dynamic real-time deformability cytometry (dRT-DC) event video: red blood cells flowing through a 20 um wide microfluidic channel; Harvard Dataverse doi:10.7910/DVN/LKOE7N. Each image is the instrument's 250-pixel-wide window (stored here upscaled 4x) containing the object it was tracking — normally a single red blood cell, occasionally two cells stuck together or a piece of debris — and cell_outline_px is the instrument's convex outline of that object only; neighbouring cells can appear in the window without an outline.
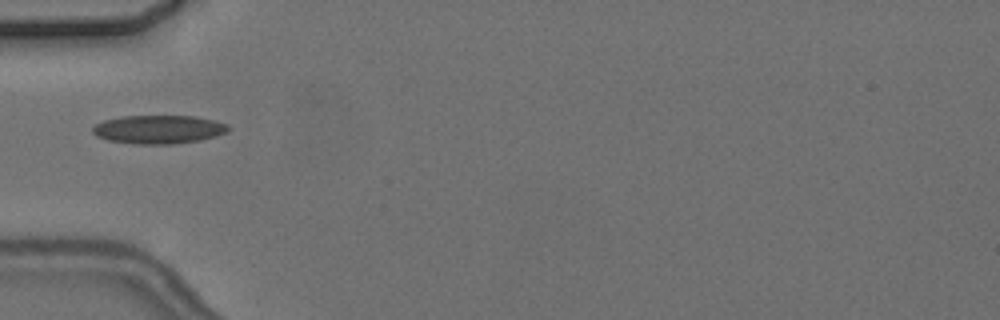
{"species": "common noctule bat (a hibernating species)", "species_latin": "Nyctalus noctula", "temperature_condition": "cold", "stored_images_in_passage": 6, "camera_frame_rate_fps": 3000, "um_per_image_px": 0.085, "animal": {"sex": "female", "body_mass_g": 24.6, "forearm_length_mm": 56.2}, "frame": {"image": 1, "passage_image": 1, "time_ms": 0.0, "image_size_px": [1000, 320], "cell_outline_px": [[232, 128], [228, 132], [216, 136], [200, 140], [172, 144], [136, 144], [108, 140], [96, 136], [92, 132], [92, 128], [96, 124], [104, 120], [120, 116], [196, 116], [228, 124]], "centroid_in_image_um": [13.5, 11.0], "position_along_channel_um": 71.5, "area_um2": 22.66}}
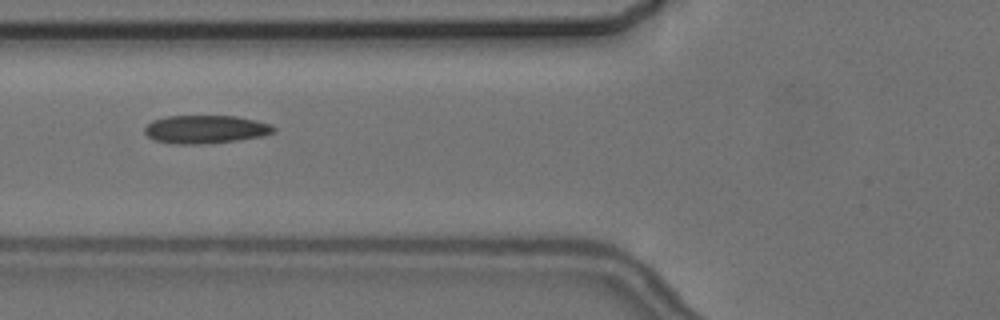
{"frame": {"image": 2, "passage_image": 2, "time_ms": 1.0, "image_size_px": [1000, 320], "cell_outline_px": [[276, 132], [264, 136], [236, 140], [200, 144], [176, 144], [152, 140], [144, 132], [144, 128], [152, 120], [168, 116], [236, 116], [256, 120], [272, 124], [276, 128]], "centroid_in_image_um": [17.49, 10.99], "position_along_channel_um": 108.3, "area_um2": 21.33}}
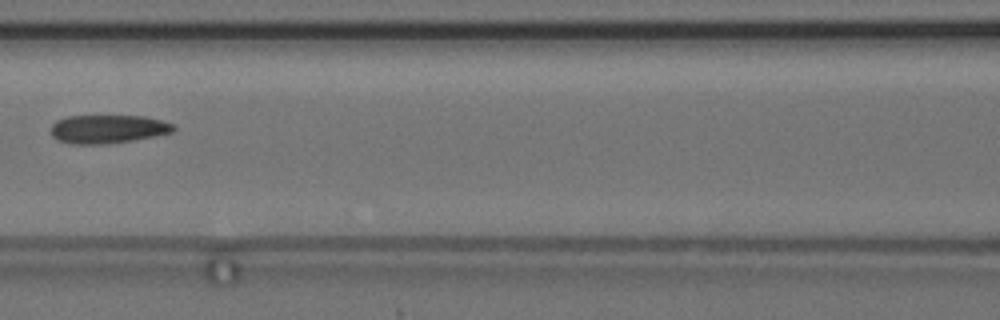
{"frame": {"image": 3, "passage_image": 3, "time_ms": 2.333, "image_size_px": [1000, 320], "cell_outline_px": [[176, 128], [172, 132], [132, 140], [108, 144], [72, 144], [56, 140], [52, 136], [52, 124], [56, 120], [68, 116], [144, 116], [164, 120], [176, 124]], "centroid_in_image_um": [9.18, 10.96], "position_along_channel_um": 157.4, "area_um2": 20.46}}